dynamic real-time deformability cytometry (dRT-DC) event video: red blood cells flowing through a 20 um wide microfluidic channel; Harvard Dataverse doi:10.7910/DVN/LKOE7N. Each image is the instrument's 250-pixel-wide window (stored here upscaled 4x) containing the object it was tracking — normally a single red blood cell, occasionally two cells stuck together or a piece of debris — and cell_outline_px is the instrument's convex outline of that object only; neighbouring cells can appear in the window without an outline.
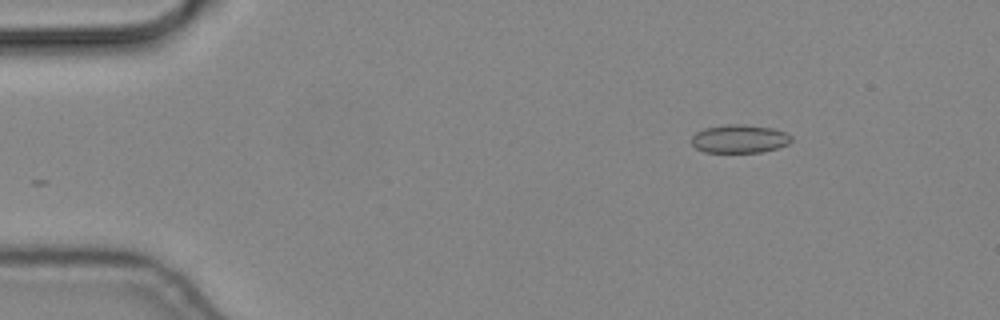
{"species": "common noctule bat (a hibernating species)", "species_latin": "Nyctalus noctula", "temperature_condition": "cold", "stored_images_in_passage": 50, "camera_frame_rate_fps": 3000, "um_per_image_px": 0.085, "animal": {"sex": "male", "body_mass_g": 19.2, "forearm_length_mm": 51.8}, "frame": {"image": 1, "passage_image": 2, "time_ms": 0.333, "image_size_px": [1000, 320], "cell_outline_px": [[792, 140], [788, 144], [764, 152], [704, 152], [696, 148], [692, 144], [692, 136], [696, 132], [704, 128], [728, 124], [744, 124], [772, 128], [784, 132], [792, 136]], "centroid_in_image_um": [62.85, 11.8], "position_along_channel_um": 22.1, "area_um2": 16.47}}
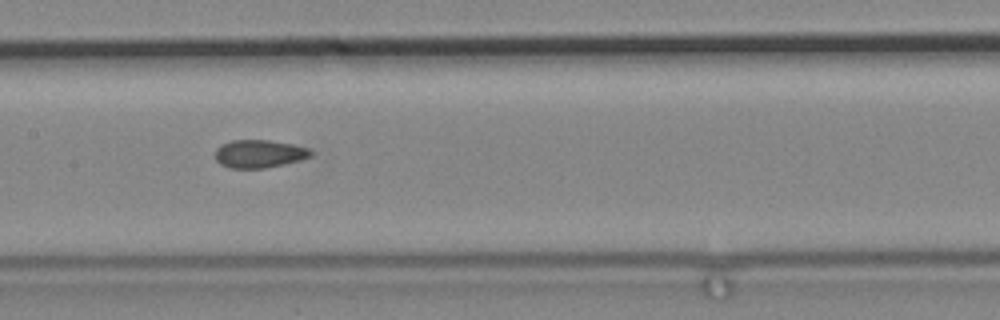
{"frame": {"image": 2, "passage_image": 22, "time_ms": 7.0, "image_size_px": [1000, 320], "cell_outline_px": [[312, 156], [300, 160], [284, 164], [264, 168], [228, 168], [220, 164], [216, 160], [216, 148], [220, 144], [232, 140], [268, 140], [292, 144], [308, 148], [312, 152]], "centroid_in_image_um": [22.01, 13.07], "position_along_channel_um": 185.4, "area_um2": 15.61}}
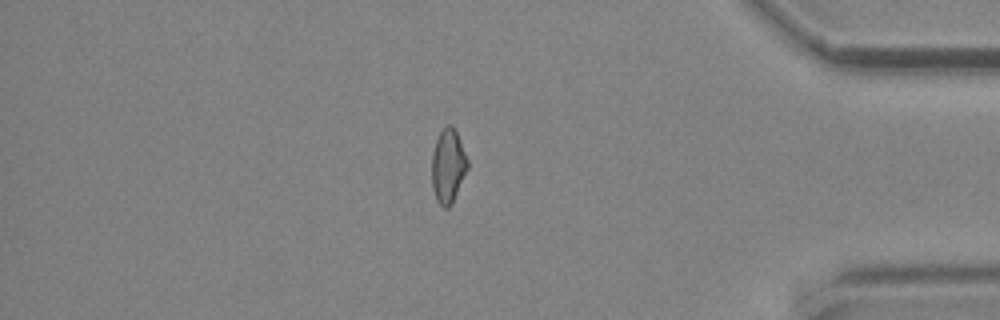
{"frame": {"image": 3, "passage_image": 42, "time_ms": 13.667, "image_size_px": [1000, 320], "cell_outline_px": [[468, 168], [452, 204], [448, 208], [444, 208], [436, 200], [432, 188], [432, 152], [436, 140], [440, 132], [448, 124], [452, 124], [456, 132], [468, 160]], "centroid_in_image_um": [38.08, 14.13], "position_along_channel_um": 397.1, "area_um2": 15.37}}